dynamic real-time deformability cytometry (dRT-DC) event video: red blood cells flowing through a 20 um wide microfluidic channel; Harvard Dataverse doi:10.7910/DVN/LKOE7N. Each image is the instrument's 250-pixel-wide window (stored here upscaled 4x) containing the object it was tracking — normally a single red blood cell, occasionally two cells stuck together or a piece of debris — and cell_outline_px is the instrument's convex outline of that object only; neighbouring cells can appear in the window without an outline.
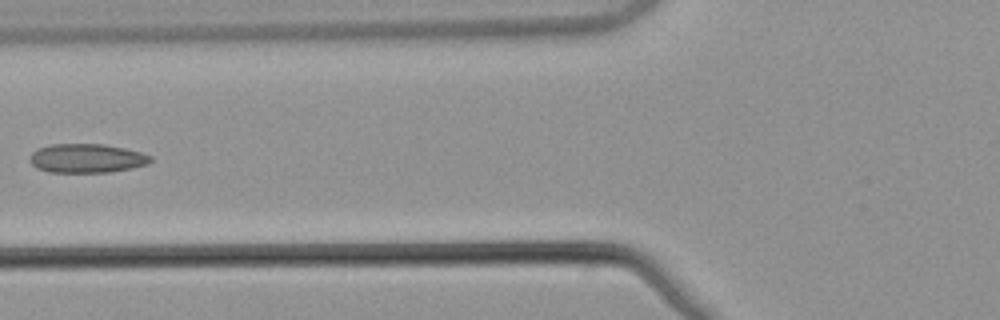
{"species": "common noctule bat (a hibernating species)", "species_latin": "Nyctalus noctula", "temperature_condition": "warm", "stored_images_in_passage": 6, "camera_frame_rate_fps": 3000, "um_per_image_px": 0.085, "animal": {"sex": "male", "body_mass_g": 21.5, "forearm_length_mm": 52.0}, "frame": {"image": 1, "passage_image": 6, "time_ms": 1.667, "image_size_px": [1000, 320], "cell_outline_px": [[152, 160], [148, 164], [132, 168], [112, 172], [48, 172], [36, 168], [28, 160], [32, 152], [36, 148], [48, 144], [104, 144], [124, 148], [140, 152], [152, 156]], "centroid_in_image_um": [7.34, 13.45], "position_along_channel_um": 118.5, "area_um2": 20.63}}